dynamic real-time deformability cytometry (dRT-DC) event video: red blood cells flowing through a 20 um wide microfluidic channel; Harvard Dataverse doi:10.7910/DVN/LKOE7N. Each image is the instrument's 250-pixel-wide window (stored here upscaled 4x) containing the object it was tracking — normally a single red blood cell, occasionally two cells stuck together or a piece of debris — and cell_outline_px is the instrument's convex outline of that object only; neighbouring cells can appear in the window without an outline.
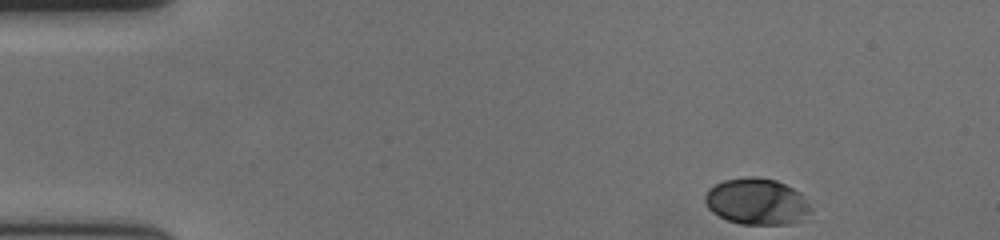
{"species": "human", "species_latin": "Homo sapiens", "temperature_condition": "cold", "stored_images_in_passage": 32, "camera_frame_rate_fps": 3000, "um_per_image_px": 0.085, "donor": {"sex": "female"}, "frame": {"image": 1, "passage_image": 1, "time_ms": 0.0, "image_size_px": [1000, 240], "cell_outline_px": [[812, 212], [800, 220], [788, 224], [740, 224], [728, 220], [712, 212], [708, 208], [704, 200], [704, 196], [708, 188], [724, 180], [744, 176], [756, 176], [776, 180], [800, 192], [804, 196], [812, 208]], "centroid_in_image_um": [64.32, 17.12], "position_along_channel_um": 20.7, "area_um2": 28.78}}
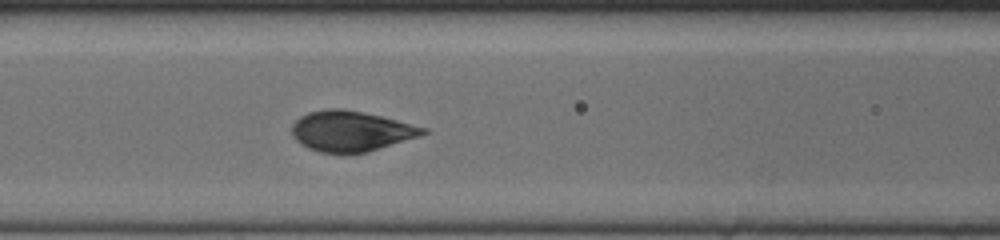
{"frame": {"image": 2, "passage_image": 19, "time_ms": 6.0, "image_size_px": [1000, 240], "cell_outline_px": [[428, 132], [420, 136], [368, 152], [320, 152], [308, 148], [300, 144], [292, 136], [292, 124], [300, 116], [308, 112], [328, 108], [344, 108], [380, 116], [428, 128]], "centroid_in_image_um": [29.82, 11.13], "position_along_channel_um": 136.8, "area_um2": 30.75}}
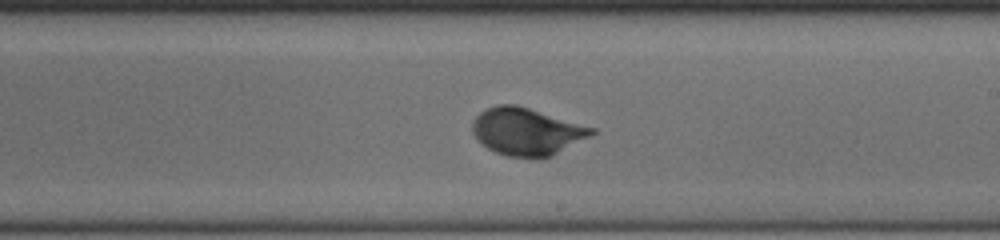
{"frame": {"image": 3, "passage_image": 28, "time_ms": 9.0, "image_size_px": [1000, 240], "cell_outline_px": [[596, 132], [552, 156], [540, 160], [532, 160], [508, 156], [496, 152], [480, 144], [476, 140], [472, 132], [472, 120], [484, 108], [496, 104], [516, 104], [596, 128]], "centroid_in_image_um": [44.72, 11.2], "position_along_channel_um": 244.3, "area_um2": 33.47}}